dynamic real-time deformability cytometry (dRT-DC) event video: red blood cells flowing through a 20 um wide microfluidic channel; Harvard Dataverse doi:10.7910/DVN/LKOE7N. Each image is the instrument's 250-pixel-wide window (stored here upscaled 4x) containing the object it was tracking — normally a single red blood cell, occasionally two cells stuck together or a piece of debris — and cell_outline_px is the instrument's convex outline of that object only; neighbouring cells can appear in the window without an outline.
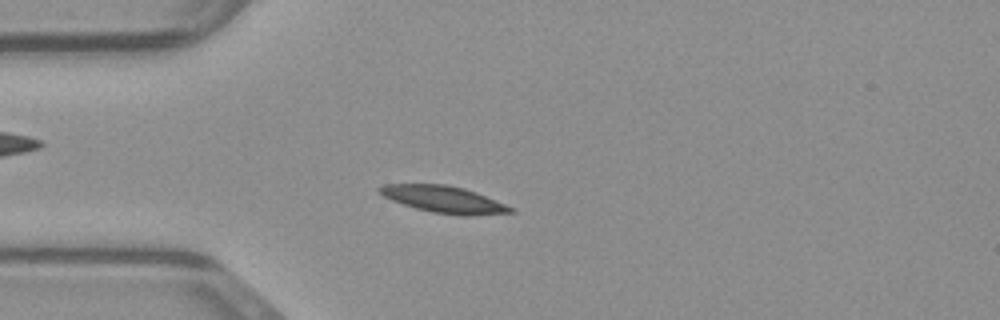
{"species": "common noctule bat (a hibernating species)", "species_latin": "Nyctalus noctula", "temperature_condition": "warm", "stored_images_in_passage": 42, "camera_frame_rate_fps": 3000, "um_per_image_px": 0.085, "animal": {"sex": "male", "body_mass_g": 23.1, "forearm_length_mm": 52.7}, "frame": {"image": 1, "passage_image": 6, "time_ms": 1.667, "image_size_px": [1000, 320], "cell_outline_px": [[516, 212], [472, 216], [460, 216], [432, 212], [416, 208], [392, 200], [384, 196], [376, 188], [384, 184], [448, 184], [464, 188], [476, 192], [516, 208]], "centroid_in_image_um": [37.79, 16.95], "position_along_channel_um": 47.2, "area_um2": 20.63}}
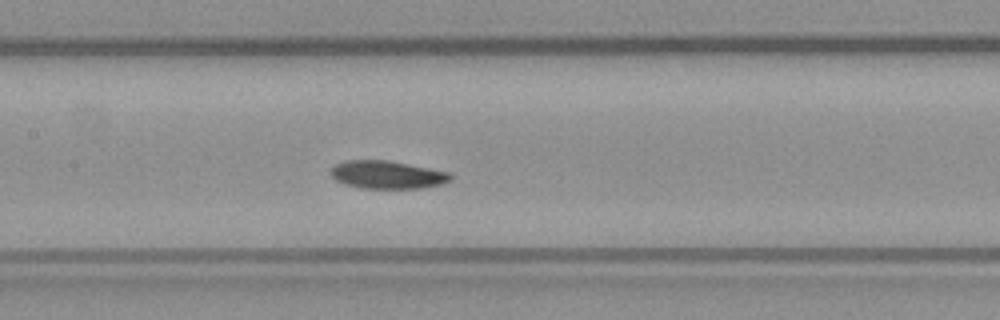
{"frame": {"image": 2, "passage_image": 16, "time_ms": 5.0, "image_size_px": [1000, 320], "cell_outline_px": [[452, 180], [440, 184], [420, 188], [360, 188], [344, 184], [336, 180], [332, 176], [332, 168], [336, 164], [344, 160], [388, 160], [448, 172], [452, 176]], "centroid_in_image_um": [32.9, 14.85], "position_along_channel_um": 174.5, "area_um2": 19.31}}
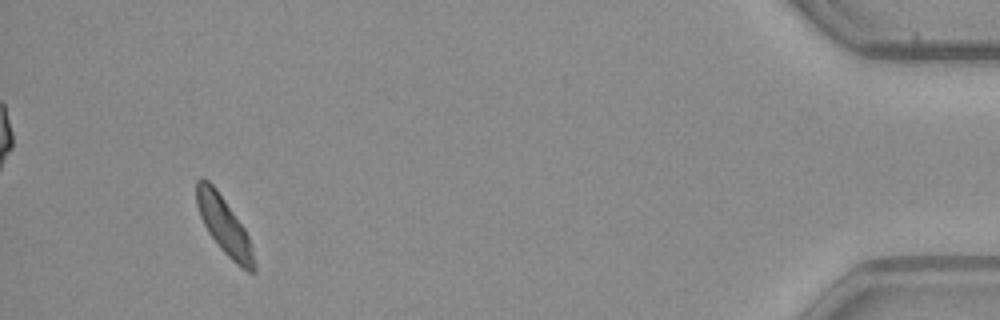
{"frame": {"image": 3, "passage_image": 39, "time_ms": 12.667, "image_size_px": [1000, 320], "cell_outline_px": [[256, 272], [248, 272], [236, 264], [220, 248], [208, 232], [200, 216], [196, 204], [196, 180], [200, 176], [204, 176], [216, 188], [244, 228], [248, 236], [252, 248], [256, 264]], "centroid_in_image_um": [19.04, 19.15], "position_along_channel_um": 416.2, "area_um2": 19.19}}